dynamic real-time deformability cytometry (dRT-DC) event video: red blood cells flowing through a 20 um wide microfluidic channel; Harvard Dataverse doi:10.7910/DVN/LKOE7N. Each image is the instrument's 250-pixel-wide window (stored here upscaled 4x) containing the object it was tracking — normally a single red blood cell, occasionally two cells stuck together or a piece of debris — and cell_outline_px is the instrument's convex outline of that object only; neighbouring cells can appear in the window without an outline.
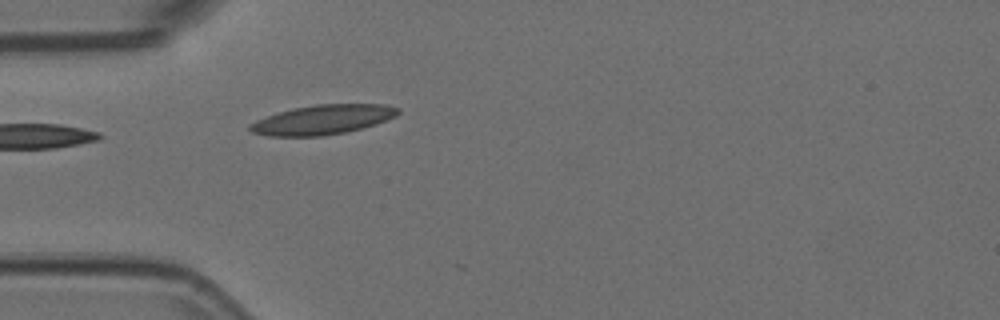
{"species": "Egyptian fruit bat (a non-hibernating species)", "species_latin": "Rousettus aegyptiacus", "temperature_condition": "room temperature", "stored_images_in_passage": 2, "camera_frame_rate_fps": 3000, "um_per_image_px": 0.085, "animal": {"sex": "female"}, "frame": {"image": 1, "passage_image": 1, "time_ms": 0.0, "image_size_px": [1000, 320], "cell_outline_px": [[400, 112], [396, 116], [376, 124], [344, 132], [324, 136], [268, 136], [252, 132], [248, 128], [248, 124], [256, 120], [292, 108], [316, 104], [388, 104], [400, 108]], "centroid_in_image_um": [27.44, 10.16], "position_along_channel_um": 57.6, "area_um2": 25.49}}